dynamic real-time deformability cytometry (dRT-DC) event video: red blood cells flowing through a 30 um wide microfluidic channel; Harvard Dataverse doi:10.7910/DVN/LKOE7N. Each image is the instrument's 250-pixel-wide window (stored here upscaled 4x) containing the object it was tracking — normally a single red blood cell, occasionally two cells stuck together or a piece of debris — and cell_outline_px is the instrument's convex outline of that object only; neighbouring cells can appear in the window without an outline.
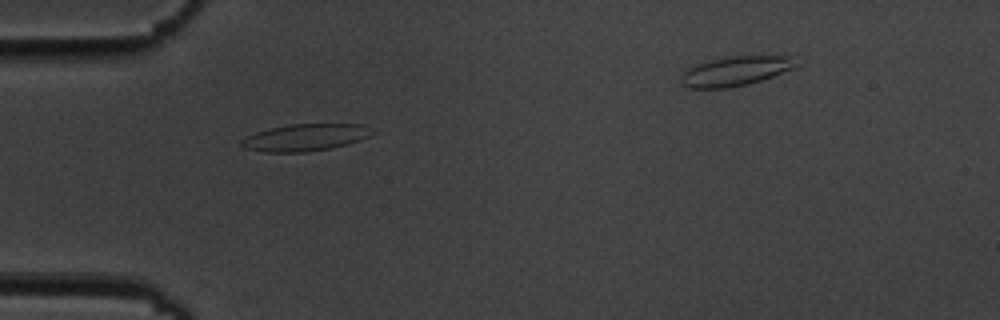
{"species": "common noctule bat (a hibernating species)", "species_latin": "Nyctalus noctula", "temperature_condition": "cold", "stored_images_in_passage": 6, "segment_of_instrument_passage": [1, 2], "camera_frame_rate_fps": 3000, "um_per_image_px": 0.085, "animal": {"sex": "male", "body_mass_g": 19.5, "forearm_length_mm": 54.6}, "frame": {"image": 1, "passage_image": 5, "time_ms": 5.333, "image_size_px": [1000, 320], "cell_outline_px": [[368, 136], [360, 140], [348, 144], [332, 148], [304, 152], [264, 152], [244, 148], [240, 144], [240, 140], [256, 132], [268, 128], [288, 124], [360, 124], [368, 132]], "centroid_in_image_um": [25.82, 11.69], "position_along_channel_um": 59.2, "area_um2": 20.23}}